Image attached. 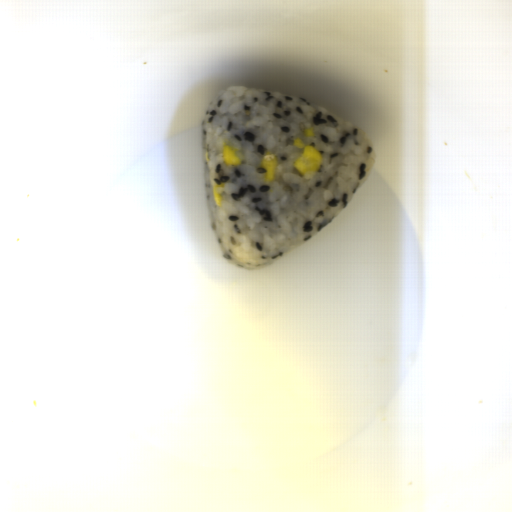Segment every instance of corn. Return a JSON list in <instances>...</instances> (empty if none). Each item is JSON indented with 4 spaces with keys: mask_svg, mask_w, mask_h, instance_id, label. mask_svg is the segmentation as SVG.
<instances>
[{
    "mask_svg": "<svg viewBox=\"0 0 512 512\" xmlns=\"http://www.w3.org/2000/svg\"><path fill=\"white\" fill-rule=\"evenodd\" d=\"M292 143L298 149H303L301 156L293 164L301 176L309 178L318 174L322 162V154L319 150L311 145H306L300 137L293 139Z\"/></svg>",
    "mask_w": 512,
    "mask_h": 512,
    "instance_id": "1",
    "label": "corn"
},
{
    "mask_svg": "<svg viewBox=\"0 0 512 512\" xmlns=\"http://www.w3.org/2000/svg\"><path fill=\"white\" fill-rule=\"evenodd\" d=\"M278 163L279 161L274 153L271 151L265 152L260 164L265 170L264 180L266 183L273 182Z\"/></svg>",
    "mask_w": 512,
    "mask_h": 512,
    "instance_id": "2",
    "label": "corn"
},
{
    "mask_svg": "<svg viewBox=\"0 0 512 512\" xmlns=\"http://www.w3.org/2000/svg\"><path fill=\"white\" fill-rule=\"evenodd\" d=\"M222 159L225 166H235L239 165L242 159L236 154L233 147L228 145H224L222 148Z\"/></svg>",
    "mask_w": 512,
    "mask_h": 512,
    "instance_id": "3",
    "label": "corn"
},
{
    "mask_svg": "<svg viewBox=\"0 0 512 512\" xmlns=\"http://www.w3.org/2000/svg\"><path fill=\"white\" fill-rule=\"evenodd\" d=\"M224 188H225V184H223V183L217 184L216 186L213 187V199L218 206L222 205L221 192Z\"/></svg>",
    "mask_w": 512,
    "mask_h": 512,
    "instance_id": "4",
    "label": "corn"
}]
</instances>
